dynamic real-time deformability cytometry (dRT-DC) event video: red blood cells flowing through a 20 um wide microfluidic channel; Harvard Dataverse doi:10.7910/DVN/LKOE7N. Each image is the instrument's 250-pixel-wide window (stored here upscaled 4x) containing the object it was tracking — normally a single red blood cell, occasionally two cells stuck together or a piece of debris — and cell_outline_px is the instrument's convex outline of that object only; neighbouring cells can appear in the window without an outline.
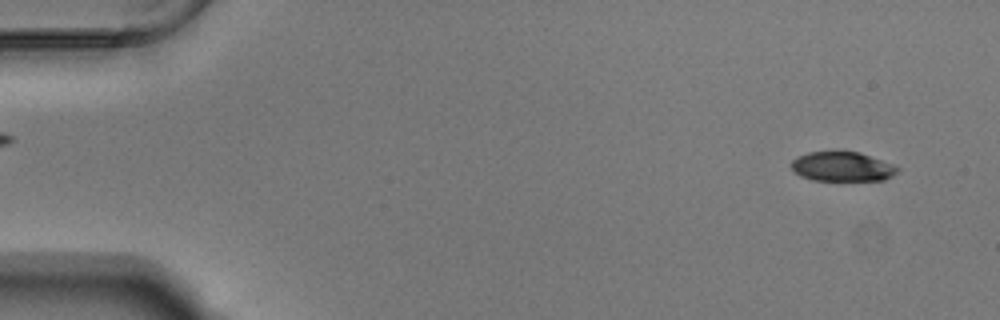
{"species": "Egyptian fruit bat (a non-hibernating species)", "species_latin": "Rousettus aegyptiacus", "temperature_condition": "warm", "stored_images_in_passage": 54, "camera_frame_rate_fps": 3000, "um_per_image_px": 0.085, "animal": {"sex": "male"}, "frame": {"image": 1, "passage_image": 3, "time_ms": 0.667, "image_size_px": [1000, 320], "cell_outline_px": [[900, 168], [892, 176], [884, 180], [812, 180], [800, 176], [792, 168], [792, 160], [796, 156], [808, 152], [860, 152], [892, 164]], "centroid_in_image_um": [71.58, 14.16], "position_along_channel_um": 13.4, "area_um2": 18.09}}
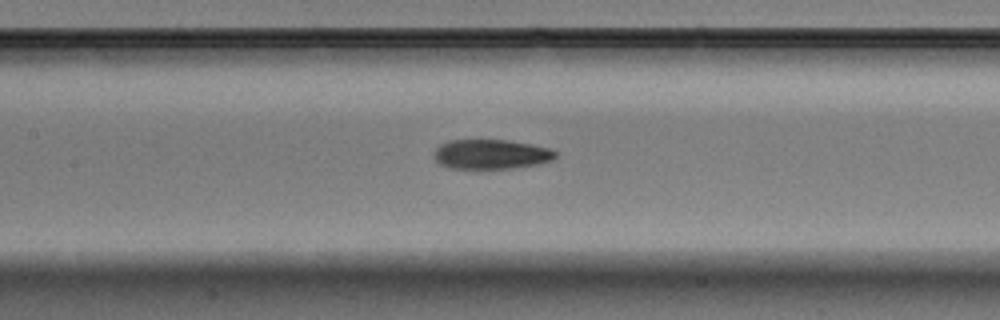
{"frame": {"image": 2, "passage_image": 25, "time_ms": 8.0, "image_size_px": [1000, 320], "cell_outline_px": [[556, 156], [552, 160], [536, 164], [512, 168], [452, 168], [440, 164], [436, 160], [436, 148], [440, 144], [452, 140], [504, 140], [528, 144], [548, 148], [556, 152]], "centroid_in_image_um": [41.74, 13.11], "position_along_channel_um": 165.7, "area_um2": 20.46}}
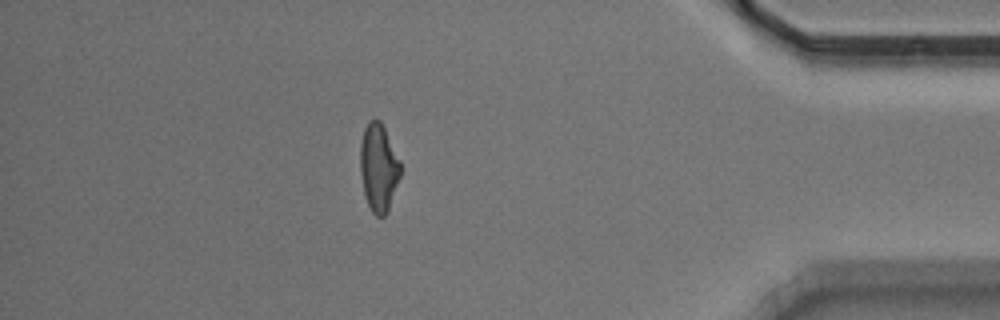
{"frame": {"image": 3, "passage_image": 47, "time_ms": 15.333, "image_size_px": [1000, 320], "cell_outline_px": [[400, 176], [388, 212], [384, 216], [376, 216], [372, 212], [368, 204], [364, 192], [360, 172], [360, 144], [364, 128], [368, 120], [380, 120], [400, 160]], "centroid_in_image_um": [32.17, 14.25], "position_along_channel_um": 403.0, "area_um2": 20.52}, "authors_computed_cell_mechanics": {"area_um2": 20.8947, "velocity_mm_per_s": 3.7613, "shape_relaxation_time_tau1_ms": 5.3084, "shape_relaxation_time_tau2_ms": 4.0301, "deformation_change_tau1": 0.1751, "deformation_change_tau2": 0.1135}}